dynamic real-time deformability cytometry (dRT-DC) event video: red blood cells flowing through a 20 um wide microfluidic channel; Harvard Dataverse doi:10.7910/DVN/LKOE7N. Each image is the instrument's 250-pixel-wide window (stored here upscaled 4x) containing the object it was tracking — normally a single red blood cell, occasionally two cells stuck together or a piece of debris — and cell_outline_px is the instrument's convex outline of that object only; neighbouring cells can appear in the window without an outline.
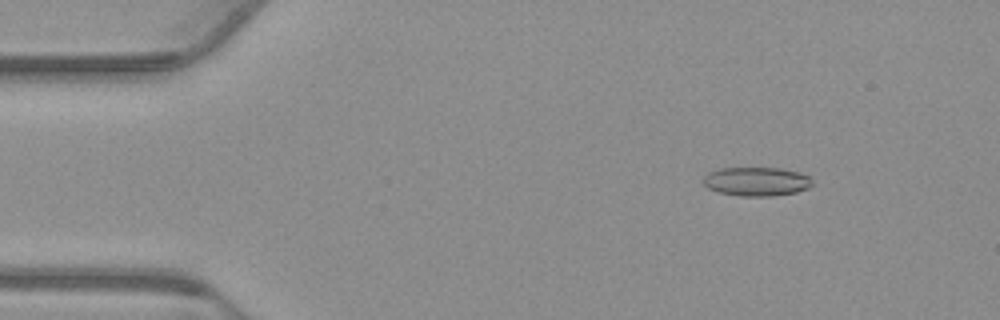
{"species": "common noctule bat (a hibernating species)", "species_latin": "Nyctalus noctula", "temperature_condition": "warm", "stored_images_in_passage": 55, "camera_frame_rate_fps": 3000, "um_per_image_px": 0.085, "animal": {"sex": "male", "body_mass_g": 23.1, "forearm_length_mm": 52.7}, "frame": {"image": 1, "passage_image": 7, "time_ms": 2.0, "image_size_px": [1000, 320], "cell_outline_px": [[812, 184], [808, 188], [796, 192], [772, 196], [740, 196], [720, 192], [708, 188], [704, 184], [704, 176], [708, 172], [720, 168], [776, 168], [796, 172], [808, 176], [812, 180]], "centroid_in_image_um": [64.28, 15.43], "position_along_channel_um": 20.7, "area_um2": 18.15}}
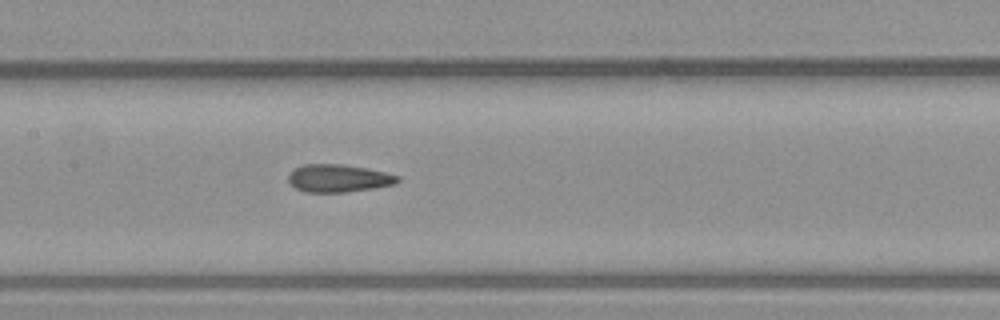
{"frame": {"image": 2, "passage_image": 26, "time_ms": 8.333, "image_size_px": [1000, 320], "cell_outline_px": [[400, 180], [396, 184], [372, 188], [344, 192], [304, 192], [296, 188], [288, 180], [288, 176], [296, 168], [304, 164], [344, 164], [384, 172], [400, 176]], "centroid_in_image_um": [28.78, 15.15], "position_along_channel_um": 178.6, "area_um2": 17.46}}
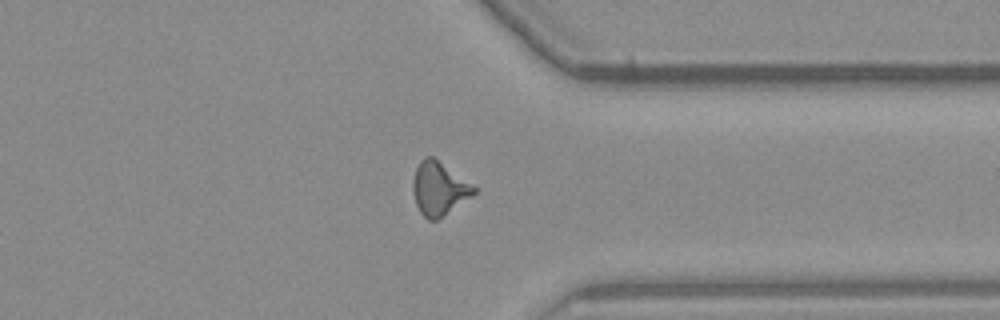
{"frame": {"image": 3, "passage_image": 42, "time_ms": 13.667, "image_size_px": [1000, 320], "cell_outline_px": [[476, 192], [436, 220], [428, 220], [420, 212], [416, 204], [412, 192], [412, 180], [416, 168], [420, 160], [424, 156], [432, 156], [476, 188]], "centroid_in_image_um": [37.25, 16.02], "position_along_channel_um": 374.2, "area_um2": 18.44}, "authors_computed_cell_mechanics": {"area_um2": 17.8602, "velocity_mm_per_s": 3.7538, "shape_relaxation_time_tau1_ms": 5.3807, "shape_relaxation_time_tau2_ms": 1.851, "deformation_change_tau1": 0.1548, "deformation_change_tau2": 0.1103}}